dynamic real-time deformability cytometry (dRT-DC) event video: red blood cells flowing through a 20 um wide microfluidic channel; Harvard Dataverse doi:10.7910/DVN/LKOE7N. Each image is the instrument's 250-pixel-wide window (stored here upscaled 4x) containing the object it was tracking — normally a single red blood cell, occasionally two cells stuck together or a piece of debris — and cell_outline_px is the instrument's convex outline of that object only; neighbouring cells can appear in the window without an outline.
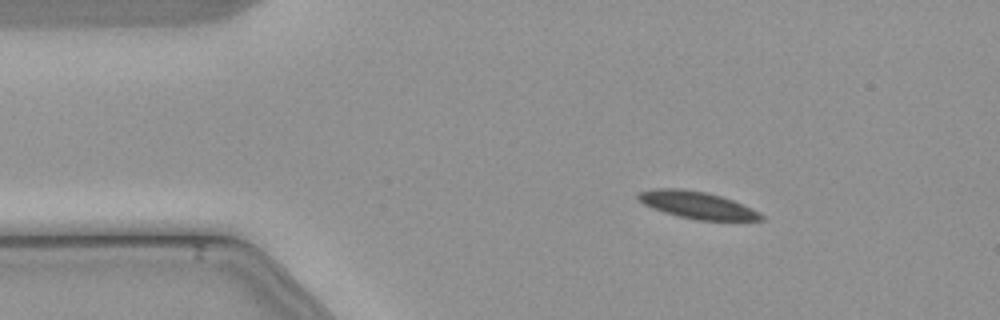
{"species": "common noctule bat (a hibernating species)", "species_latin": "Nyctalus noctula", "temperature_condition": "warm", "stored_images_in_passage": 3, "camera_frame_rate_fps": 3000, "um_per_image_px": 0.085, "animal": {"sex": "male", "body_mass_g": 21.5, "forearm_length_mm": 52.0}, "frame": {"image": 1, "passage_image": 2, "time_ms": 1.333, "image_size_px": [1000, 320], "cell_outline_px": [[764, 220], [696, 220], [664, 212], [652, 208], [644, 204], [636, 196], [640, 192], [656, 188], [680, 188], [704, 192], [720, 196], [732, 200], [764, 216]], "centroid_in_image_um": [59.2, 17.42], "position_along_channel_um": 25.8, "area_um2": 18.9}}